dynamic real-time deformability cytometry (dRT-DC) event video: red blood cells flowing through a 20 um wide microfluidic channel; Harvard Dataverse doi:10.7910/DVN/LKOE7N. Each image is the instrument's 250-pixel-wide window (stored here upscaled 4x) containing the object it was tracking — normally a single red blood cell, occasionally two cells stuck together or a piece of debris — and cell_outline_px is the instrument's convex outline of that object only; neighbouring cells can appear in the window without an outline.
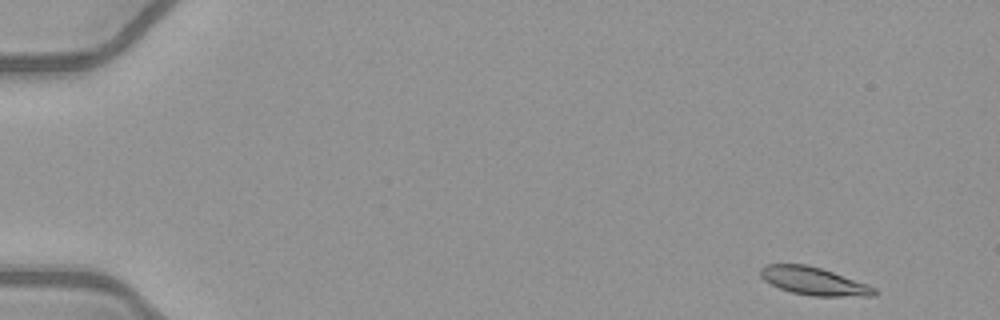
{"species": "common noctule bat (a hibernating species)", "species_latin": "Nyctalus noctula", "temperature_condition": "warm", "stored_images_in_passage": 49, "camera_frame_rate_fps": 3000, "um_per_image_px": 0.085, "animal": {"sex": "female", "body_mass_g": 21.9}, "frame": {"image": 1, "passage_image": 1, "time_ms": 0.0, "image_size_px": [1000, 320], "cell_outline_px": [[880, 292], [876, 296], [812, 296], [792, 292], [780, 288], [764, 280], [760, 276], [760, 268], [764, 264], [808, 264], [868, 284], [876, 288]], "centroid_in_image_um": [69.2, 23.9], "position_along_channel_um": 15.8, "area_um2": 18.55}}
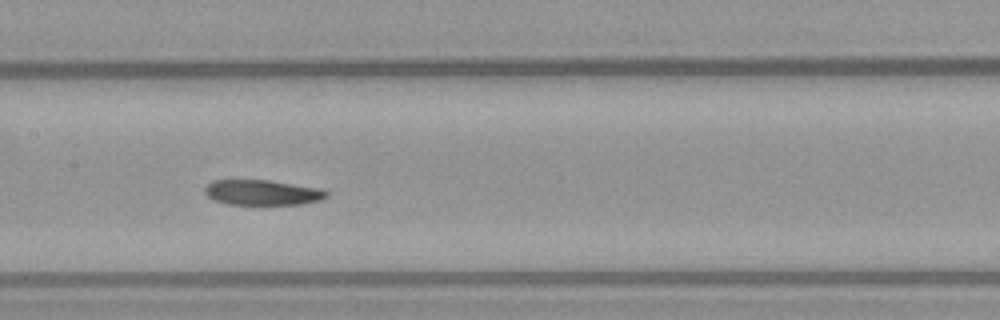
{"frame": {"image": 2, "passage_image": 24, "time_ms": 7.667, "image_size_px": [1000, 320], "cell_outline_px": [[328, 196], [320, 200], [300, 204], [228, 204], [216, 200], [208, 196], [204, 192], [204, 188], [212, 180], [268, 180], [320, 188], [328, 192]], "centroid_in_image_um": [22.3, 16.35], "position_along_channel_um": 185.1, "area_um2": 17.74}}
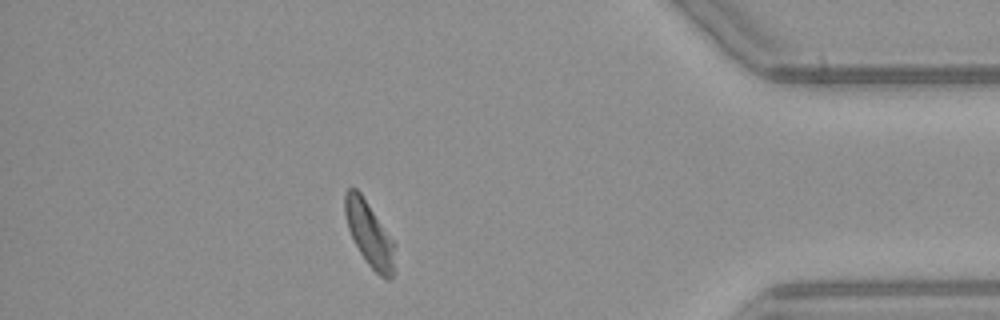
{"frame": {"image": 3, "passage_image": 43, "time_ms": 14.0, "image_size_px": [1000, 320], "cell_outline_px": [[396, 272], [388, 280], [384, 280], [368, 264], [360, 252], [348, 228], [344, 212], [344, 192], [348, 188], [356, 188], [360, 192], [396, 244]], "centroid_in_image_um": [31.44, 19.94], "position_along_channel_um": 403.8, "area_um2": 19.02}, "authors_computed_cell_mechanics": {"area_um2": 19.0162, "velocity_mm_per_s": 4.0365, "shape_relaxation_time_tau1_ms": 5.3781, "shape_relaxation_time_tau2_ms": null, "deformation_change_tau1": 0.1606, "deformation_change_tau2": null}}